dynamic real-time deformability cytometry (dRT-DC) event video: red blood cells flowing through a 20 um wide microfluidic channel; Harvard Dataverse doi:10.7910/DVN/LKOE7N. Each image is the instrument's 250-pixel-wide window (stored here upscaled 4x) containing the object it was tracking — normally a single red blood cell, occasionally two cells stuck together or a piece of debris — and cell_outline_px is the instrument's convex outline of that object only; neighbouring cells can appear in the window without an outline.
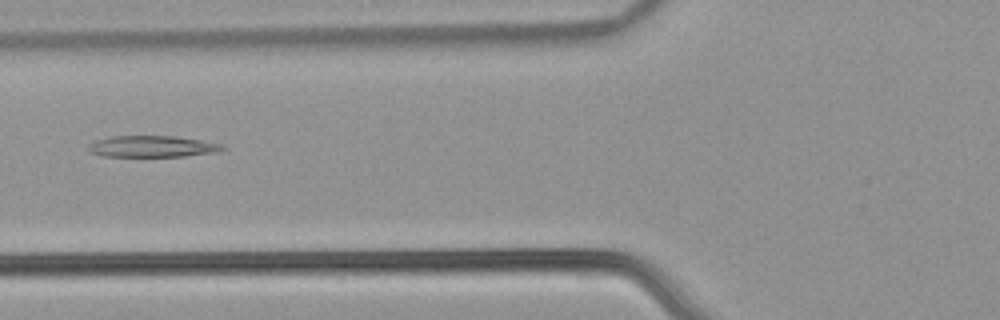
{"species": "common noctule bat (a hibernating species)", "species_latin": "Nyctalus noctula", "temperature_condition": "warm", "stored_images_in_passage": 38, "camera_frame_rate_fps": 3000, "um_per_image_px": 0.085, "animal": {"sex": "male", "body_mass_g": 21.5, "forearm_length_mm": 52.0}, "frame": {"image": 1, "passage_image": 6, "time_ms": 1.667, "image_size_px": [1000, 320], "cell_outline_px": [[228, 148], [216, 152], [184, 156], [104, 156], [92, 152], [88, 148], [88, 144], [96, 140], [112, 136], [176, 136], [200, 140], [220, 144]], "centroid_in_image_um": [12.95, 12.44], "position_along_channel_um": 112.8, "area_um2": 16.53}}
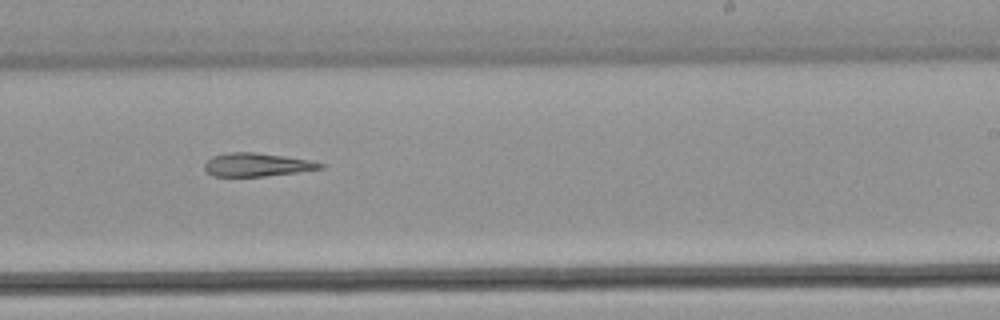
{"frame": {"image": 2, "passage_image": 18, "time_ms": 5.667, "image_size_px": [1000, 320], "cell_outline_px": [[324, 168], [296, 172], [264, 176], [212, 176], [204, 168], [204, 164], [212, 156], [228, 152], [256, 152], [284, 156], [308, 160], [324, 164]], "centroid_in_image_um": [21.8, 13.99], "position_along_channel_um": 267.2, "area_um2": 15.61}}
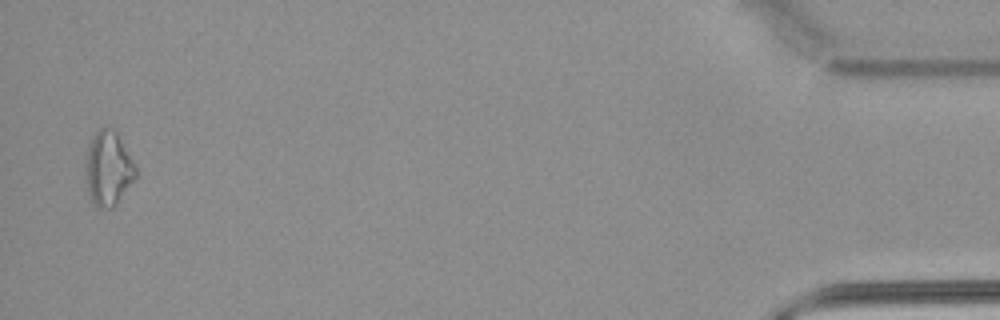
{"frame": {"image": 3, "passage_image": 37, "time_ms": 12.0, "image_size_px": [1000, 320], "cell_outline_px": [[136, 180], [116, 204], [112, 208], [100, 208], [92, 200], [88, 192], [88, 144], [92, 136], [100, 128], [112, 128], [116, 132], [136, 168]], "centroid_in_image_um": [9.24, 14.34], "position_along_channel_um": 426.0, "area_um2": 20.98}}